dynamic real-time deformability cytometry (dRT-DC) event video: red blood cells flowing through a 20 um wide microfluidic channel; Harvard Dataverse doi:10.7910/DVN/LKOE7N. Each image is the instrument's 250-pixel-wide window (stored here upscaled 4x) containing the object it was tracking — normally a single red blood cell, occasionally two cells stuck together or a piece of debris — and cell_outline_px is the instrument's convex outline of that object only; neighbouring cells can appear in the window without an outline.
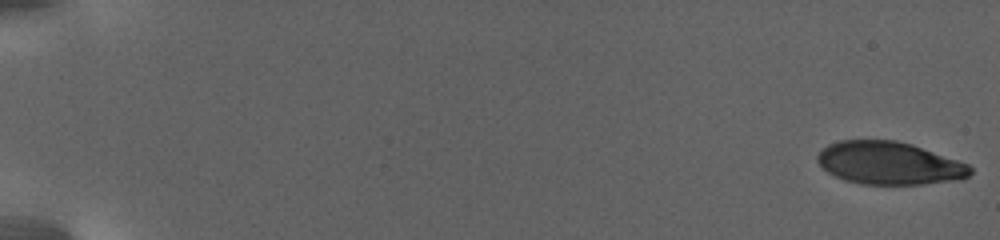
{"species": "human", "species_latin": "Homo sapiens", "temperature_condition": "warm", "stored_images_in_passage": 64, "camera_frame_rate_fps": 3000, "um_per_image_px": 0.085, "donor": {"sex": "female"}, "frame": {"image": 1, "passage_image": 1, "time_ms": 0.0, "image_size_px": [1000, 240], "cell_outline_px": [[972, 172], [968, 176], [960, 180], [920, 184], [860, 184], [844, 180], [828, 172], [816, 160], [816, 156], [828, 144], [840, 140], [896, 140], [912, 144], [968, 164], [972, 168]], "centroid_in_image_um": [75.58, 13.87], "position_along_channel_um": 9.4, "area_um2": 37.97}}
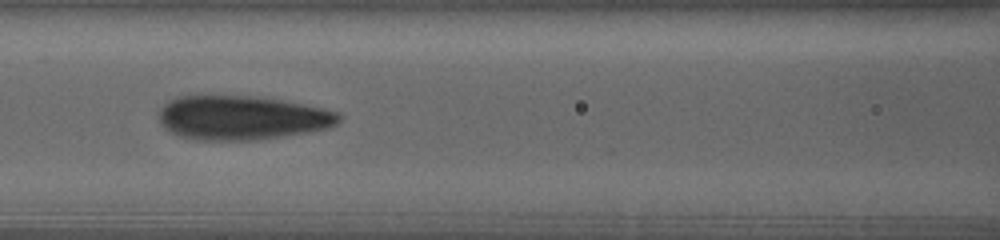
{"frame": {"image": 2, "passage_image": 38, "time_ms": 12.333, "image_size_px": [1000, 240], "cell_outline_px": [[340, 120], [336, 124], [328, 128], [308, 132], [256, 140], [200, 140], [180, 136], [172, 132], [160, 120], [160, 112], [164, 104], [172, 100], [184, 96], [252, 96], [280, 100], [320, 108], [336, 112], [340, 116]], "centroid_in_image_um": [20.58, 10.02], "position_along_channel_um": 146.0, "area_um2": 45.37}}
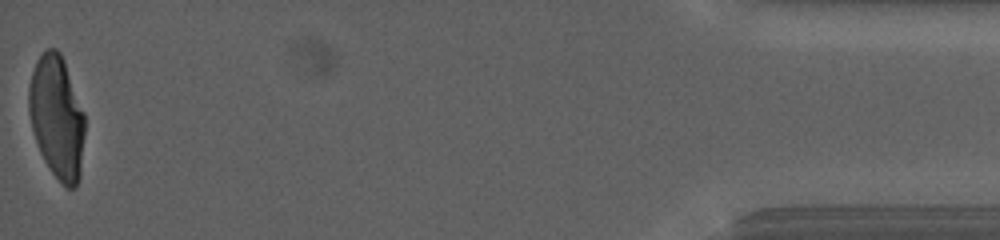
{"frame": {"image": 3, "passage_image": 64, "time_ms": 26.0, "image_size_px": [1000, 240], "cell_outline_px": [[84, 136], [80, 176], [76, 188], [64, 188], [52, 172], [44, 160], [40, 152], [32, 128], [28, 112], [28, 88], [32, 72], [36, 60], [48, 48], [56, 48], [60, 52], [64, 60], [84, 112]], "centroid_in_image_um": [4.83, 9.97], "position_along_channel_um": 430.4, "area_um2": 40.17}, "authors_computed_cell_mechanics": {"area_um2": 40.749, "velocity_mm_per_s": 2.6899, "shape_relaxation_time_tau1_ms": 6.74, "shape_relaxation_time_tau2_ms": null, "deformation_change_tau1": 0.2252, "deformation_change_tau2": null}}